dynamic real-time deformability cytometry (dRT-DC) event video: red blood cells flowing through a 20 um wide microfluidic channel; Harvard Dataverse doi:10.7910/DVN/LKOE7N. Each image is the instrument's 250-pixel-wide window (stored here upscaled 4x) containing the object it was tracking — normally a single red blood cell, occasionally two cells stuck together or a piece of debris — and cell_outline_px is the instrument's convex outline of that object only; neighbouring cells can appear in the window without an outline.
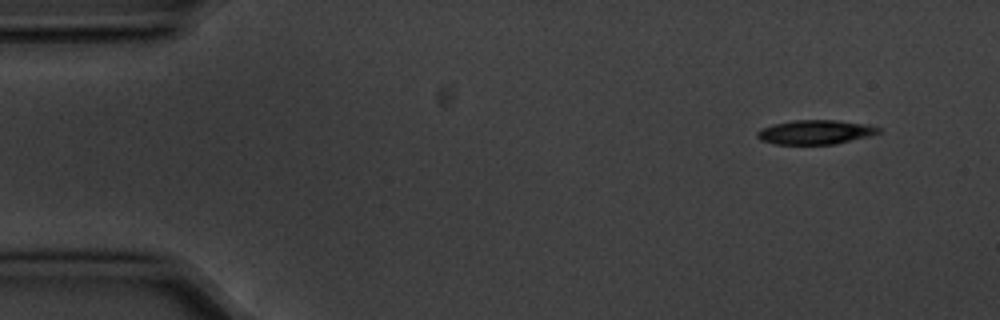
{"species": "common noctule bat (a hibernating species)", "species_latin": "Nyctalus noctula", "temperature_condition": "cold", "stored_images_in_passage": 4, "camera_frame_rate_fps": 3000, "um_per_image_px": 0.085, "animal": {"sex": "male", "body_mass_g": 20.1, "forearm_length_mm": 53.5}, "frame": {"image": 1, "passage_image": 1, "time_ms": 0.0, "image_size_px": [1000, 320], "cell_outline_px": [[880, 132], [868, 136], [836, 144], [772, 144], [760, 140], [756, 136], [756, 132], [760, 128], [772, 124], [796, 120], [836, 120], [868, 124], [880, 128]], "centroid_in_image_um": [69.26, 11.23], "position_along_channel_um": 15.7, "area_um2": 17.22}}
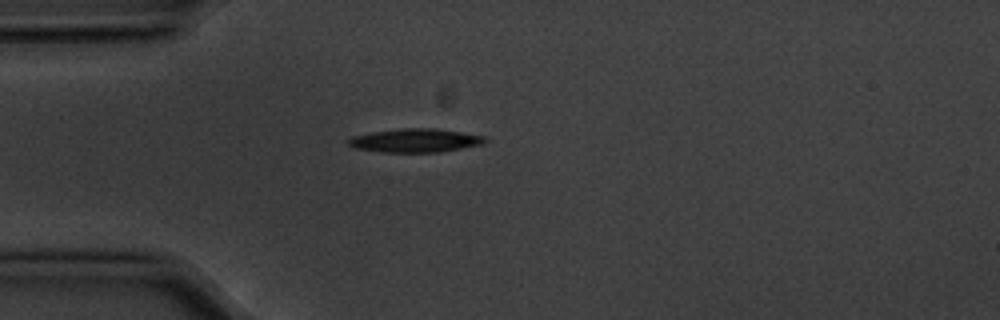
{"frame": {"image": 2, "passage_image": 4, "time_ms": 1.0, "image_size_px": [1000, 320], "cell_outline_px": [[488, 140], [484, 144], [440, 152], [380, 152], [356, 148], [348, 144], [348, 140], [352, 136], [372, 132], [404, 128], [432, 128], [460, 132], [484, 136]], "centroid_in_image_um": [35.31, 11.94], "position_along_channel_um": 49.7, "area_um2": 18.67}}